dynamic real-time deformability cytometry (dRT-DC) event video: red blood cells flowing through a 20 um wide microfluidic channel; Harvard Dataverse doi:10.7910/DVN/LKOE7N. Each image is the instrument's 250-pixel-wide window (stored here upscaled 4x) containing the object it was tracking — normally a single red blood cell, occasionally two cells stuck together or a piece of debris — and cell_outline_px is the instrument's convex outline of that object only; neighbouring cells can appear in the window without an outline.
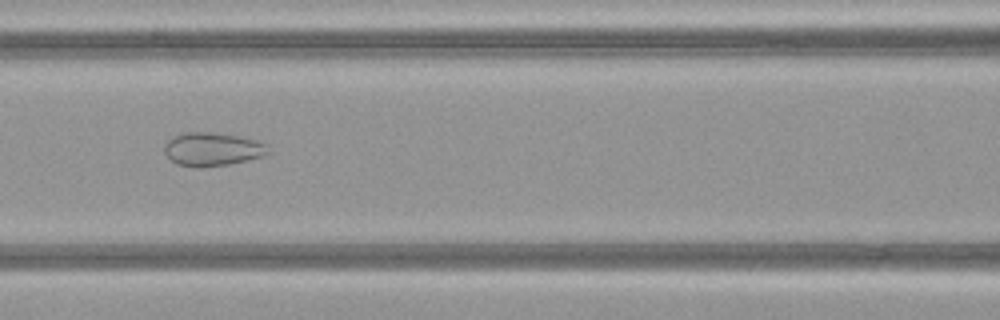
{"species": "common noctule bat (a hibernating species)", "species_latin": "Nyctalus noctula", "temperature_condition": "warm", "stored_images_in_passage": 46, "camera_frame_rate_fps": 3000, "um_per_image_px": 0.085, "animal": {"sex": "female", "body_mass_g": 21.9}, "frame": {"image": 1, "passage_image": 19, "time_ms": 6.0, "image_size_px": [1000, 320], "cell_outline_px": [[268, 152], [264, 156], [248, 160], [228, 164], [200, 168], [192, 168], [176, 164], [164, 152], [164, 144], [168, 140], [180, 132], [212, 132], [240, 136], [260, 140], [268, 144]], "centroid_in_image_um": [18.06, 12.68], "position_along_channel_um": 148.5, "area_um2": 20.63}}
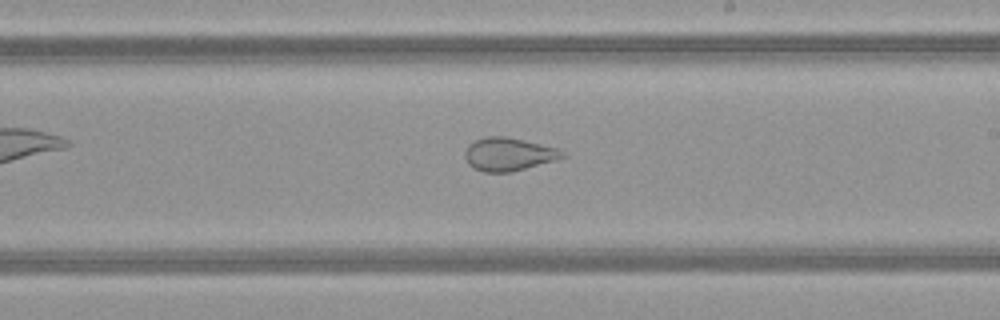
{"frame": {"image": 2, "passage_image": 26, "time_ms": 8.333, "image_size_px": [1000, 320], "cell_outline_px": [[568, 156], [556, 160], [512, 172], [484, 172], [468, 164], [464, 156], [464, 152], [468, 144], [484, 136], [504, 136], [524, 140], [560, 148]], "centroid_in_image_um": [43.25, 13.1], "position_along_channel_um": 245.7, "area_um2": 19.02}}
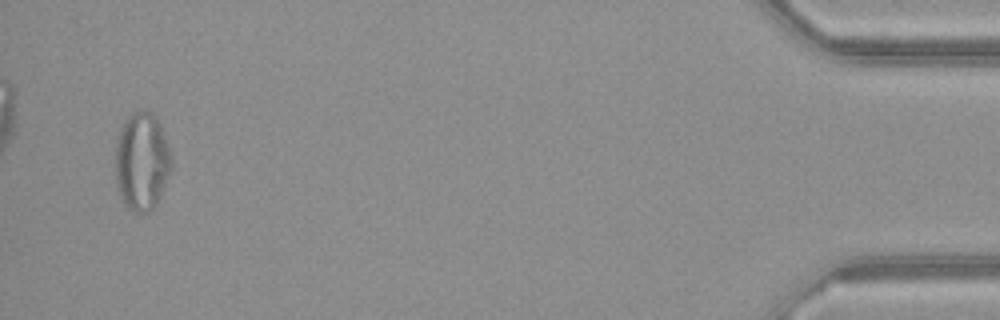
{"frame": {"image": 3, "passage_image": 45, "time_ms": 14.667, "image_size_px": [1000, 320], "cell_outline_px": [[172, 168], [160, 196], [156, 204], [148, 212], [132, 212], [124, 204], [120, 196], [116, 184], [116, 144], [120, 128], [124, 120], [132, 112], [152, 112], [156, 116], [160, 124], [172, 156]], "centroid_in_image_um": [12.06, 13.73], "position_along_channel_um": 423.1, "area_um2": 32.08}, "authors_computed_cell_mechanics": {"area_um2": 26.877, "velocity_mm_per_s": 4.1702, "shape_relaxation_time_tau1_ms": null, "shape_relaxation_time_tau2_ms": 1.2461, "deformation_change_tau1": null, "deformation_change_tau2": 0.0649}}